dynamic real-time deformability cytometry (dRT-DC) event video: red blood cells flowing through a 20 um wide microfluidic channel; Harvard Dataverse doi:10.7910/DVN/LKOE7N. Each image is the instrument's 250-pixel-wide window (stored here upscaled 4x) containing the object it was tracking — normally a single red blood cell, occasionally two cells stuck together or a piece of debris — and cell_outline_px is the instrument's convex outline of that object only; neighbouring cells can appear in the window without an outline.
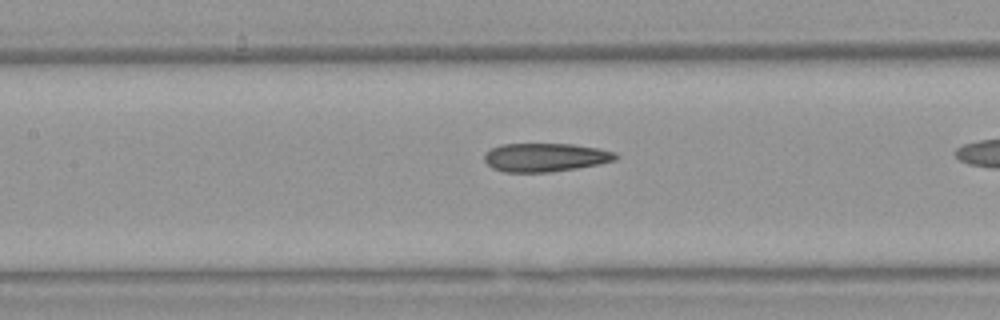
{"species": "Egyptian fruit bat (a non-hibernating species)", "species_latin": "Rousettus aegyptiacus", "temperature_condition": "warm", "stored_images_in_passage": 25, "camera_frame_rate_fps": 3000, "um_per_image_px": 0.085, "animal": {"sex": "female"}, "frame": {"image": 1, "passage_image": 8, "time_ms": 2.333, "image_size_px": [1000, 320], "cell_outline_px": [[620, 156], [616, 160], [600, 164], [552, 172], [504, 172], [492, 168], [484, 160], [484, 156], [492, 148], [500, 144], [572, 144], [600, 148], [616, 152]], "centroid_in_image_um": [46.4, 13.37], "position_along_channel_um": 161.0, "area_um2": 21.96}}
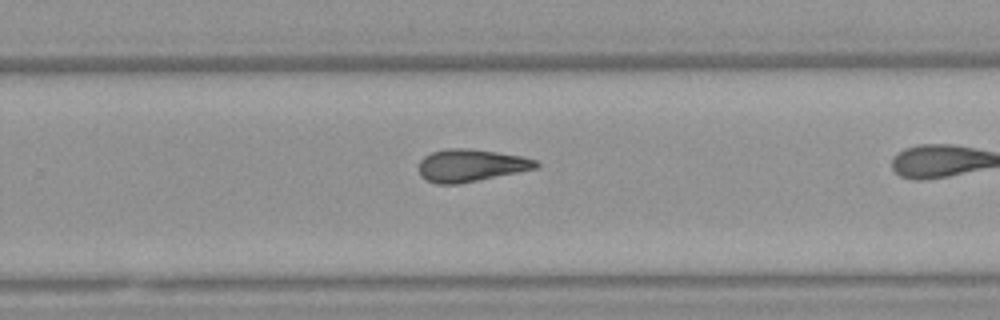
{"frame": {"image": 2, "passage_image": 18, "time_ms": 5.667, "image_size_px": [1000, 320], "cell_outline_px": [[540, 164], [536, 168], [456, 184], [436, 184], [420, 176], [420, 160], [424, 156], [432, 152], [448, 148], [468, 148], [496, 152], [520, 156], [536, 160]], "centroid_in_image_um": [39.98, 14.05], "position_along_channel_um": 289.8, "area_um2": 21.73}}